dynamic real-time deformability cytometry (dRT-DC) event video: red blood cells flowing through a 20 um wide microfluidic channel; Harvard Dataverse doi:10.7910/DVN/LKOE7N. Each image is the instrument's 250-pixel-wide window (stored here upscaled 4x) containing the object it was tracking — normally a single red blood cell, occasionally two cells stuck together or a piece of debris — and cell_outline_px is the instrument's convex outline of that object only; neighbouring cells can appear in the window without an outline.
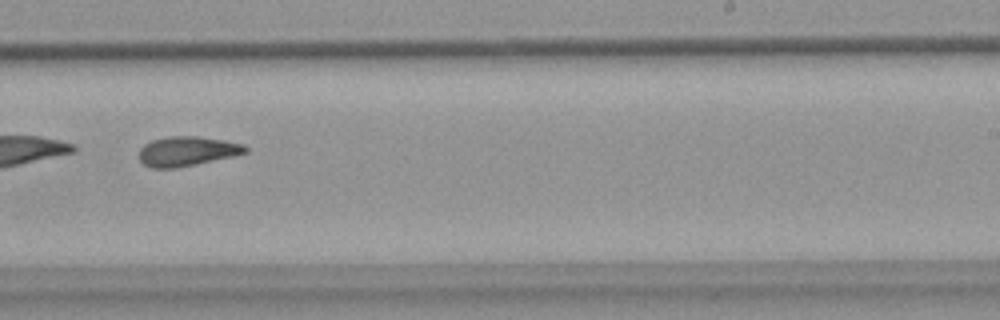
{"species": "common noctule bat (a hibernating species)", "species_latin": "Nyctalus noctula", "temperature_condition": "warm", "stored_images_in_passage": 31, "camera_frame_rate_fps": 3000, "um_per_image_px": 0.085, "animal": {"sex": "female", "body_mass_g": 18.4}, "frame": {"image": 1, "passage_image": 18, "time_ms": 5.667, "image_size_px": [1000, 320], "cell_outline_px": [[248, 152], [232, 156], [196, 164], [176, 168], [152, 168], [144, 164], [136, 156], [140, 148], [144, 144], [152, 140], [168, 136], [196, 136], [224, 140], [244, 144], [248, 148]], "centroid_in_image_um": [15.86, 12.85], "position_along_channel_um": 273.1, "area_um2": 18.44}, "authors_computed_cell_mechanics": {"area_um2": 18.3226, "velocity_mm_per_s": 3.6927, "shape_relaxation_time_tau1_ms": null, "shape_relaxation_time_tau2_ms": 4.4585, "deformation_change_tau1": null, "deformation_change_tau2": 0.1302}}